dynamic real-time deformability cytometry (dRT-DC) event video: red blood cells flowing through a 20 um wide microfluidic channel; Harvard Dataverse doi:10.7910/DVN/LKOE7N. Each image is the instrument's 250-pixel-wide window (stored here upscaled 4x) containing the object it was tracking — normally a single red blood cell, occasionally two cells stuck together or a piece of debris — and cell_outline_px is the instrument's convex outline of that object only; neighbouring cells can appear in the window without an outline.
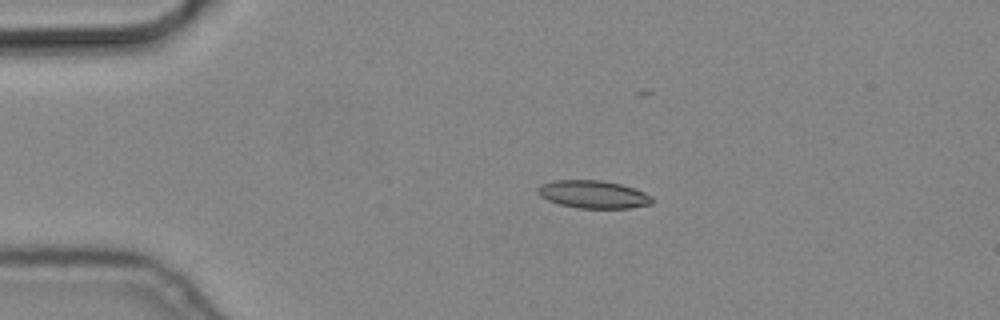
{"species": "common noctule bat (a hibernating species)", "species_latin": "Nyctalus noctula", "temperature_condition": "cold", "stored_images_in_passage": 8, "camera_frame_rate_fps": 3000, "um_per_image_px": 0.085, "animal": {"sex": "male", "body_mass_g": 19.2, "forearm_length_mm": 51.8}, "frame": {"image": 1, "passage_image": 3, "time_ms": 0.667, "image_size_px": [1000, 320], "cell_outline_px": [[652, 204], [628, 208], [576, 208], [560, 204], [548, 200], [540, 196], [540, 184], [552, 180], [600, 180], [620, 184], [644, 192], [652, 196]], "centroid_in_image_um": [50.44, 16.52], "position_along_channel_um": 34.6, "area_um2": 18.32}}
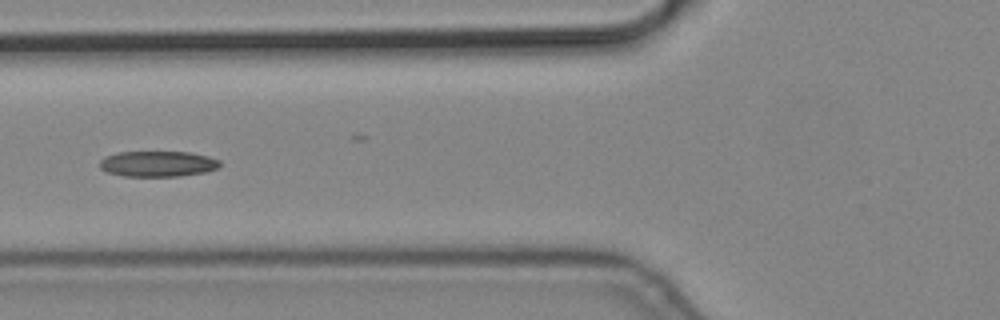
{"frame": {"image": 2, "passage_image": 6, "time_ms": 1.667, "image_size_px": [1000, 320], "cell_outline_px": [[220, 164], [216, 168], [208, 172], [180, 176], [124, 176], [108, 172], [100, 168], [100, 160], [104, 156], [116, 152], [192, 152], [208, 156], [220, 160]], "centroid_in_image_um": [13.41, 13.92], "position_along_channel_um": 112.4, "area_um2": 18.09}}
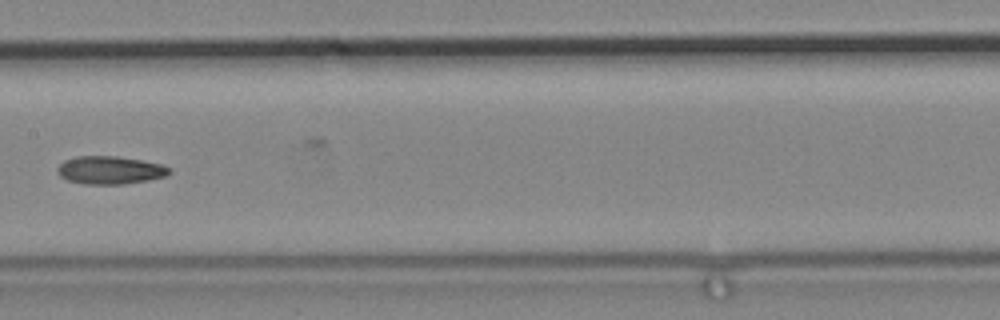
{"frame": {"image": 3, "passage_image": 8, "time_ms": 2.333, "image_size_px": [1000, 320], "cell_outline_px": [[172, 172], [164, 176], [148, 180], [124, 184], [88, 184], [68, 180], [60, 176], [56, 172], [56, 168], [64, 160], [76, 156], [116, 156], [140, 160], [160, 164], [172, 168]], "centroid_in_image_um": [9.34, 14.46], "position_along_channel_um": 198.1, "area_um2": 18.21}}